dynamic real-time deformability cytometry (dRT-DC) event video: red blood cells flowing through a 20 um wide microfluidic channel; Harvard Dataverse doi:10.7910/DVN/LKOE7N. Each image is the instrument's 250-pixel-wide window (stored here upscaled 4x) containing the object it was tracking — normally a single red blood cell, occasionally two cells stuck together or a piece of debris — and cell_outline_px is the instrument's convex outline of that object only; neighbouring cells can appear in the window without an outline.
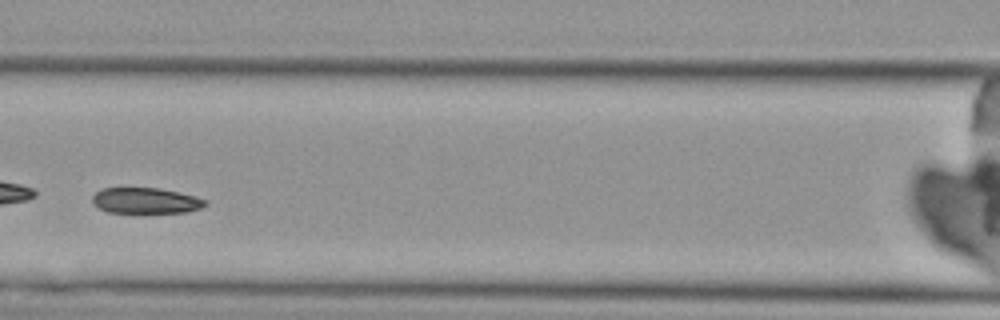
{"species": "Egyptian fruit bat (a non-hibernating species)", "species_latin": "Rousettus aegyptiacus", "temperature_condition": "cold", "stored_images_in_passage": 5, "camera_frame_rate_fps": 3000, "um_per_image_px": 0.085, "animal": {"sex": "female"}, "frame": {"image": 1, "passage_image": 3, "time_ms": 2.333, "image_size_px": [1000, 320], "cell_outline_px": [[208, 204], [200, 208], [188, 212], [140, 216], [108, 212], [100, 208], [92, 200], [92, 196], [96, 192], [104, 188], [160, 188], [196, 196], [208, 200]], "centroid_in_image_um": [12.43, 17.11], "position_along_channel_um": 154.2, "area_um2": 17.98}}
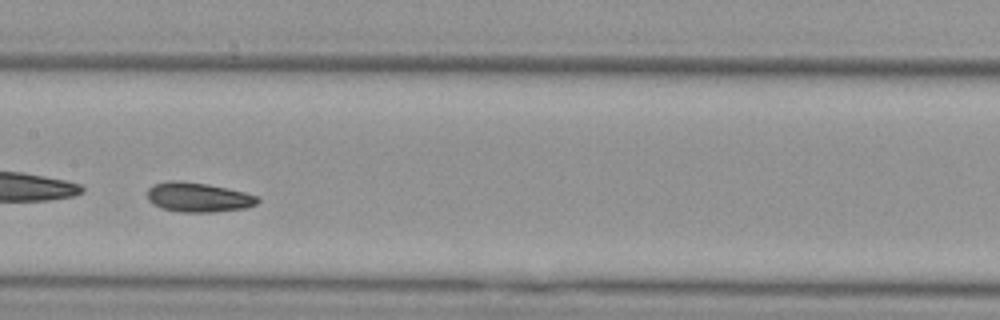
{"frame": {"image": 2, "passage_image": 4, "time_ms": 3.333, "image_size_px": [1000, 320], "cell_outline_px": [[260, 200], [256, 204], [244, 208], [212, 212], [180, 212], [160, 208], [152, 204], [148, 200], [148, 188], [152, 184], [168, 180], [180, 180], [208, 184], [228, 188], [260, 196]], "centroid_in_image_um": [16.82, 16.75], "position_along_channel_um": 190.6, "area_um2": 19.25}}
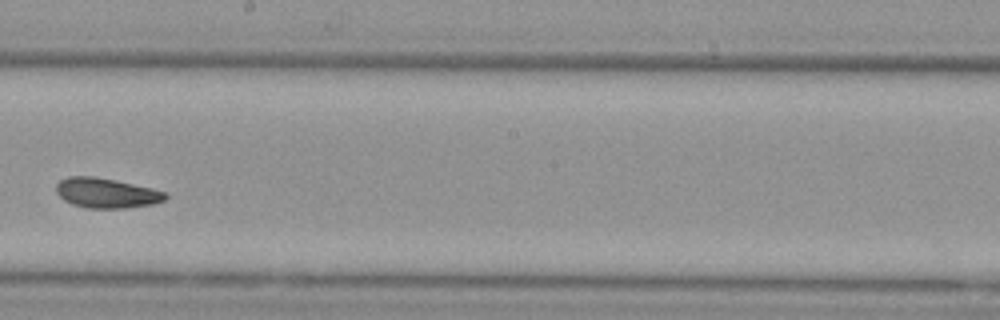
{"frame": {"image": 3, "passage_image": 5, "time_ms": 4.667, "image_size_px": [1000, 320], "cell_outline_px": [[168, 196], [164, 200], [152, 204], [124, 208], [88, 208], [72, 204], [64, 200], [56, 192], [56, 184], [60, 180], [68, 176], [92, 176], [152, 188], [164, 192]], "centroid_in_image_um": [9.01, 16.41], "position_along_channel_um": 239.2, "area_um2": 18.79}}